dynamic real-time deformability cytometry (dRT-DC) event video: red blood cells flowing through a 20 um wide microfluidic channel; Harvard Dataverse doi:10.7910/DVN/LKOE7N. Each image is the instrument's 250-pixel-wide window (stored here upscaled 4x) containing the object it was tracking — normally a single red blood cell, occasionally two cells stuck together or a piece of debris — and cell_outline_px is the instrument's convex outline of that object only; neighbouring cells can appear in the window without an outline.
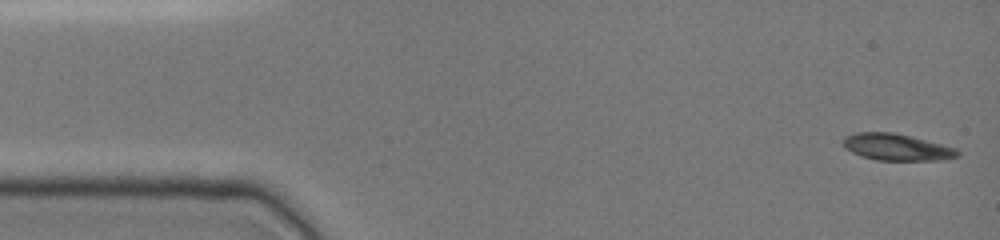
{"species": "common noctule bat (a hibernating species)", "species_latin": "Nyctalus noctula", "temperature_condition": "cold", "stored_images_in_passage": 47, "camera_frame_rate_fps": 3000, "um_per_image_px": 0.085, "animal": {"sex": "female", "body_mass_g": 19.0, "forearm_length_mm": 51.5}, "frame": {"image": 1, "passage_image": 1, "time_ms": 0.0, "image_size_px": [1000, 240], "cell_outline_px": [[960, 156], [940, 160], [876, 160], [860, 156], [844, 148], [844, 136], [856, 132], [892, 132], [956, 148], [960, 152]], "centroid_in_image_um": [76.19, 12.51], "position_along_channel_um": 8.8, "area_um2": 17.63}}
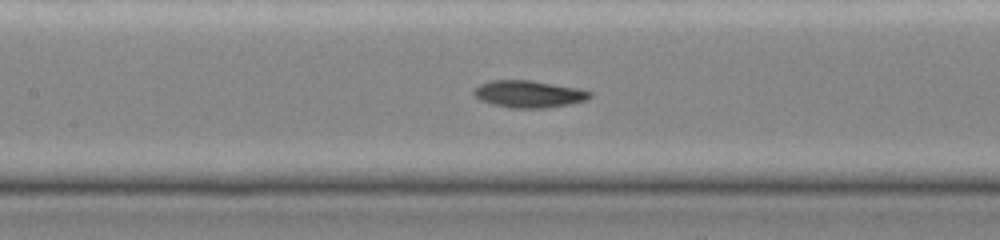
{"frame": {"image": 2, "passage_image": 21, "time_ms": 6.667, "image_size_px": [1000, 240], "cell_outline_px": [[592, 96], [584, 100], [572, 104], [544, 108], [512, 108], [492, 104], [480, 100], [472, 92], [480, 84], [492, 80], [528, 80], [580, 88], [592, 92]], "centroid_in_image_um": [44.96, 7.99], "position_along_channel_um": 162.4, "area_um2": 18.26}}
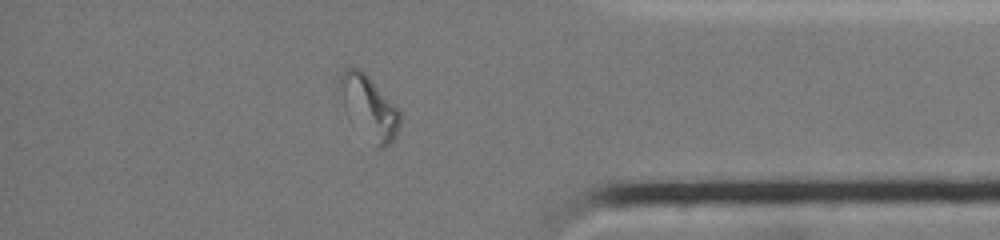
{"frame": {"image": 3, "passage_image": 40, "time_ms": 13.0, "image_size_px": [1000, 240], "cell_outline_px": [[400, 124], [396, 136], [384, 148], [376, 148], [344, 108], [336, 88], [340, 76], [344, 68], [348, 64], [360, 68], [368, 76], [400, 112]], "centroid_in_image_um": [31.31, 9.05], "position_along_channel_um": 403.9, "area_um2": 21.91}, "authors_computed_cell_mechanics": {"area_um2": 18.207, "velocity_mm_per_s": 3.9892, "shape_relaxation_time_tau1_ms": null, "shape_relaxation_time_tau2_ms": 4.5109, "deformation_change_tau1": null, "deformation_change_tau2": 0.0784}}